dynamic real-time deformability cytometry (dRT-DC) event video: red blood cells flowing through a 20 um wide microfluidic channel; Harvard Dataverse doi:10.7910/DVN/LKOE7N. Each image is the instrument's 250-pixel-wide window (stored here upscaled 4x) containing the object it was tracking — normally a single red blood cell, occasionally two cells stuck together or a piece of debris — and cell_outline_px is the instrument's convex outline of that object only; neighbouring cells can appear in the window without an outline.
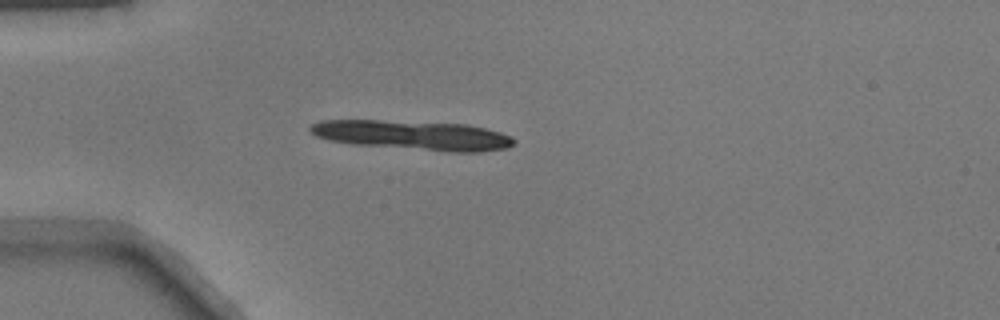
{"species": "common noctule bat (a hibernating species)", "species_latin": "Nyctalus noctula", "temperature_condition": "warm", "stored_images_in_passage": 19, "camera_frame_rate_fps": 3000, "um_per_image_px": 0.085, "animal": {"sex": "male", "body_mass_g": 17.9}, "frame": {"image": 1, "passage_image": 14, "time_ms": 4.333, "image_size_px": [1000, 320], "cell_outline_px": [[516, 144], [508, 148], [480, 152], [452, 152], [352, 144], [328, 140], [316, 136], [308, 128], [312, 124], [320, 120], [380, 120], [468, 124], [500, 132], [512, 136], [516, 140]], "centroid_in_image_um": [35.14, 11.5], "position_along_channel_um": 49.9, "area_um2": 35.2}}